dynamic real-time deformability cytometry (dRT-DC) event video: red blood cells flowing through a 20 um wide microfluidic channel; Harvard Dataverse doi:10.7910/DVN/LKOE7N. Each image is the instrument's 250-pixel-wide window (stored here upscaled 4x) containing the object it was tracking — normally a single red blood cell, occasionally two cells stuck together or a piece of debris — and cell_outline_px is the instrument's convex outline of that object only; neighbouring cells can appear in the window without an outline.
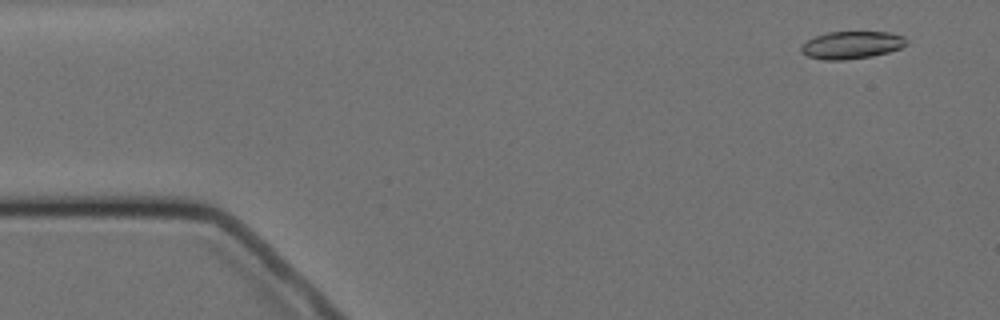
{"species": "Egyptian fruit bat (a non-hibernating species)", "species_latin": "Rousettus aegyptiacus", "temperature_condition": "cold", "stored_images_in_passage": 5, "camera_frame_rate_fps": 3000, "um_per_image_px": 0.085, "animal": {"sex": "female"}, "frame": {"image": 1, "passage_image": 2, "time_ms": 1.0, "image_size_px": [1000, 320], "cell_outline_px": [[908, 44], [900, 48], [888, 52], [872, 56], [844, 60], [824, 60], [808, 56], [800, 52], [800, 48], [808, 40], [816, 36], [828, 32], [892, 32], [904, 36], [908, 40]], "centroid_in_image_um": [72.43, 3.82], "position_along_channel_um": 12.6, "area_um2": 16.94}}
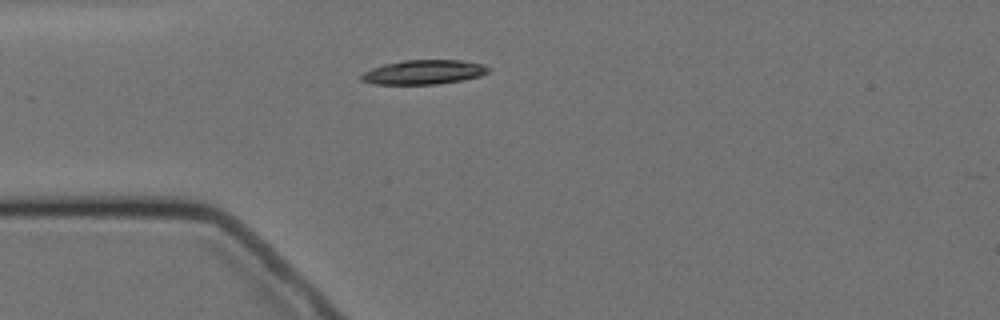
{"frame": {"image": 2, "passage_image": 5, "time_ms": 4.667, "image_size_px": [1000, 320], "cell_outline_px": [[488, 72], [480, 76], [460, 80], [436, 84], [372, 84], [360, 80], [360, 76], [364, 72], [372, 68], [384, 64], [404, 60], [460, 60], [484, 64], [488, 68]], "centroid_in_image_um": [35.98, 6.13], "position_along_channel_um": 49.0, "area_um2": 17.92}}